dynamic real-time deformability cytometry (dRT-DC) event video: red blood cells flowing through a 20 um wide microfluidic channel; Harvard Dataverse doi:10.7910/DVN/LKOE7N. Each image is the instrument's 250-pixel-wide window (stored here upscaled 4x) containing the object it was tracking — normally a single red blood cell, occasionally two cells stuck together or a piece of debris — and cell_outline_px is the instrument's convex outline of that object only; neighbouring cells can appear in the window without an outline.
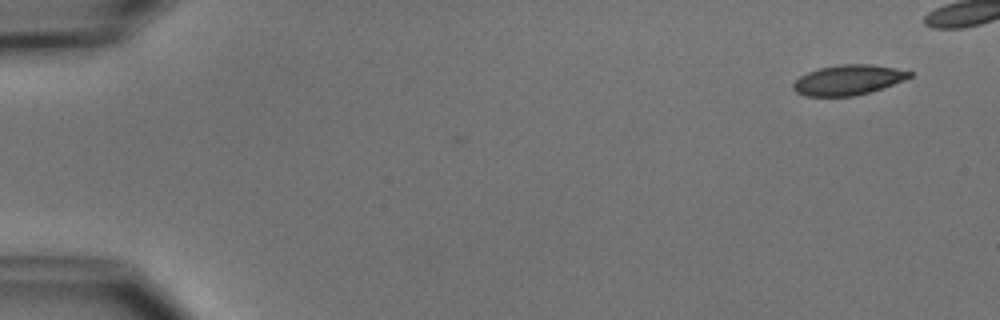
{"species": "common noctule bat (a hibernating species)", "species_latin": "Nyctalus noctula", "temperature_condition": "cold", "stored_images_in_passage": 5, "camera_frame_rate_fps": 3000, "um_per_image_px": 0.085, "animal": {"sex": "male", "body_mass_g": 15.6}, "frame": {"image": 1, "passage_image": 1, "time_ms": 0.0, "image_size_px": [1000, 320], "cell_outline_px": [[912, 76], [904, 80], [884, 88], [872, 92], [852, 96], [804, 96], [796, 92], [792, 88], [792, 84], [800, 76], [808, 72], [820, 68], [840, 64], [872, 64], [896, 68], [912, 72]], "centroid_in_image_um": [72.1, 6.8], "position_along_channel_um": 12.9, "area_um2": 20.52}}